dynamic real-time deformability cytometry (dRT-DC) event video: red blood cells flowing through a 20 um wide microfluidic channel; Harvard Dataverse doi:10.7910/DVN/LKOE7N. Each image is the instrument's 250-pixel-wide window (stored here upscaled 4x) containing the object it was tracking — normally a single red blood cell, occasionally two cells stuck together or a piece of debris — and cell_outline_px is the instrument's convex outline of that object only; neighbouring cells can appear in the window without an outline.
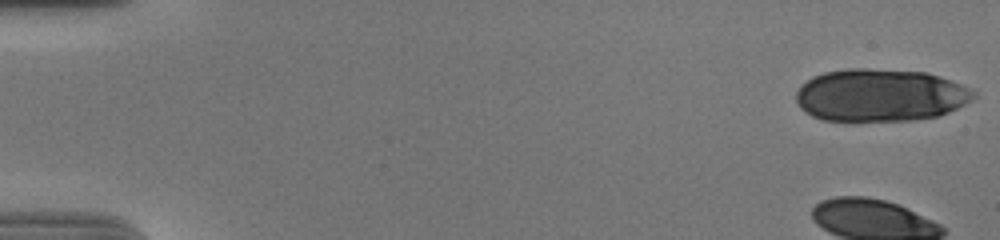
{"species": "human", "species_latin": "Homo sapiens", "temperature_condition": "cold", "stored_images_in_passage": 55, "camera_frame_rate_fps": 3000, "um_per_image_px": 0.085, "donor": {"sex": "male"}, "frame": {"image": 1, "passage_image": 1, "time_ms": 0.0, "image_size_px": [1000, 240], "cell_outline_px": [[976, 96], [972, 100], [940, 116], [912, 120], [824, 120], [812, 116], [800, 108], [796, 100], [796, 92], [800, 84], [812, 76], [824, 72], [848, 68], [868, 68], [928, 72], [940, 76], [960, 84], [976, 92]], "centroid_in_image_um": [74.8, 8.07], "position_along_channel_um": 10.2, "area_um2": 54.56}}